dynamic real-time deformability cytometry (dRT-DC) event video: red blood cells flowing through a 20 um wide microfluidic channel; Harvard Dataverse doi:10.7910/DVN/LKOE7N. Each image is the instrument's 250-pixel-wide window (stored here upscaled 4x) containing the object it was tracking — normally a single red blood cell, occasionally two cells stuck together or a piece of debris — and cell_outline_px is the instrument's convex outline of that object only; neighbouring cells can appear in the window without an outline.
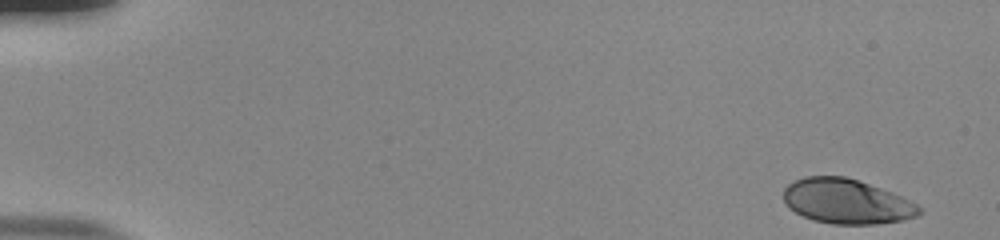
{"species": "human", "species_latin": "Homo sapiens", "temperature_condition": "room temperature", "stored_images_in_passage": 52, "camera_frame_rate_fps": 3000, "um_per_image_px": 0.085, "donor": {"sex": "male"}, "frame": {"image": 1, "passage_image": 1, "time_ms": 0.0, "image_size_px": [1000, 240], "cell_outline_px": [[924, 212], [916, 216], [900, 220], [876, 224], [832, 224], [812, 220], [788, 208], [784, 200], [784, 188], [788, 184], [804, 176], [844, 176], [892, 192], [916, 204]], "centroid_in_image_um": [71.93, 17.12], "position_along_channel_um": 13.1, "area_um2": 35.14}}
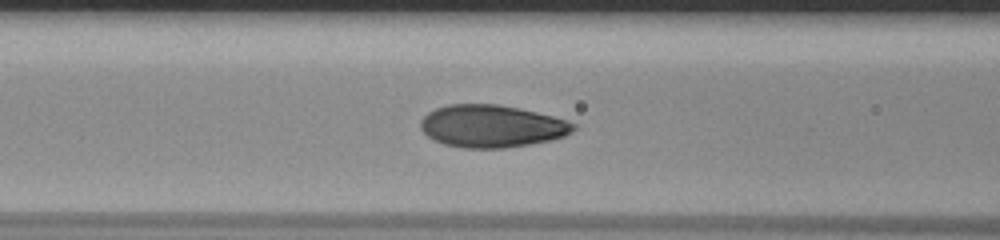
{"frame": {"image": 2, "passage_image": 22, "time_ms": 7.0, "image_size_px": [1000, 240], "cell_outline_px": [[576, 128], [572, 132], [564, 136], [552, 140], [504, 148], [464, 148], [444, 144], [428, 136], [420, 128], [420, 120], [428, 112], [436, 108], [448, 104], [496, 104], [520, 108], [568, 120], [576, 124]], "centroid_in_image_um": [41.8, 10.72], "position_along_channel_um": 124.8, "area_um2": 37.8}}
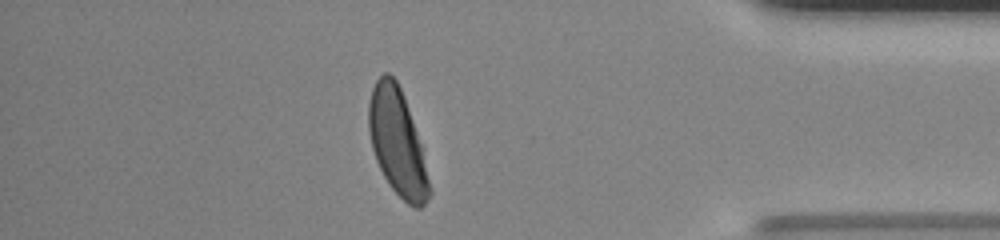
{"frame": {"image": 3, "passage_image": 46, "time_ms": 15.0, "image_size_px": [1000, 240], "cell_outline_px": [[432, 192], [424, 204], [420, 208], [416, 208], [408, 204], [388, 184], [376, 160], [372, 148], [368, 132], [368, 104], [372, 88], [376, 80], [384, 72], [388, 72], [396, 80], [404, 96], [420, 144], [432, 188]], "centroid_in_image_um": [33.76, 12.1], "position_along_channel_um": 401.4, "area_um2": 37.34}, "authors_computed_cell_mechanics": {"area_um2": 37.3677, "velocity_mm_per_s": 3.8236, "shape_relaxation_time_tau1_ms": 2.3066, "shape_relaxation_time_tau2_ms": null, "deformation_change_tau1": 0.1423, "deformation_change_tau2": null}}